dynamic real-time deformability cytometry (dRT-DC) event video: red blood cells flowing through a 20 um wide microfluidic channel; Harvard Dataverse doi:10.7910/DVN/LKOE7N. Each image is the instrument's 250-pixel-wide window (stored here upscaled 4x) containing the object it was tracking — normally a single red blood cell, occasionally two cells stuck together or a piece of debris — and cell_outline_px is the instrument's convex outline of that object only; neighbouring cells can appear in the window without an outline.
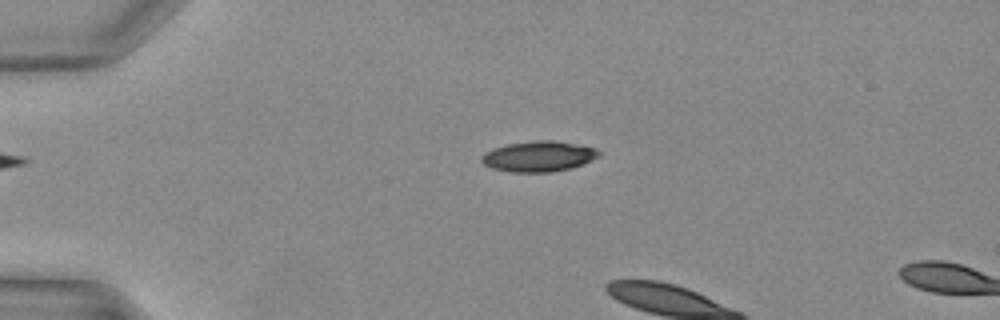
{"species": "Egyptian fruit bat (a non-hibernating species)", "species_latin": "Rousettus aegyptiacus", "temperature_condition": "warm", "stored_images_in_passage": 3, "camera_frame_rate_fps": 3000, "um_per_image_px": 0.085, "animal": {"sex": "female"}, "frame": {"image": 1, "passage_image": 1, "time_ms": 0.0, "image_size_px": [1000, 320], "cell_outline_px": [[600, 156], [572, 168], [552, 172], [508, 172], [492, 168], [484, 164], [480, 160], [480, 156], [484, 152], [492, 148], [508, 144], [532, 140], [552, 140], [596, 148], [600, 152]], "centroid_in_image_um": [45.74, 13.29], "position_along_channel_um": 39.3, "area_um2": 20.98}}